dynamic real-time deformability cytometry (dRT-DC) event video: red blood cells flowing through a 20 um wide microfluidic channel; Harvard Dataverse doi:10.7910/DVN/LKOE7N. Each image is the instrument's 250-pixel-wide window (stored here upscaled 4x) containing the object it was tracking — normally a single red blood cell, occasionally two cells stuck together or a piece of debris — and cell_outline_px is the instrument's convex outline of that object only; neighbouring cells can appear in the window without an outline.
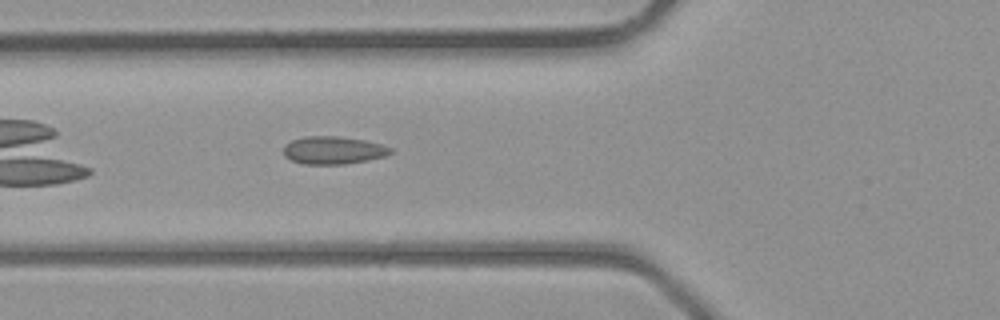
{"species": "common noctule bat (a hibernating species)", "species_latin": "Nyctalus noctula", "temperature_condition": "room temperature", "stored_images_in_passage": 28, "camera_frame_rate_fps": 3000, "um_per_image_px": 0.085, "animal": {"sex": "male", "body_mass_g": 23.1, "forearm_length_mm": 52.7}, "frame": {"image": 1, "passage_image": 3, "time_ms": 0.667, "image_size_px": [1000, 320], "cell_outline_px": [[392, 152], [388, 156], [368, 160], [344, 164], [304, 164], [292, 160], [284, 156], [284, 144], [292, 140], [304, 136], [336, 136], [364, 140], [380, 144], [392, 148]], "centroid_in_image_um": [28.33, 12.77], "position_along_channel_um": 97.5, "area_um2": 17.34}}
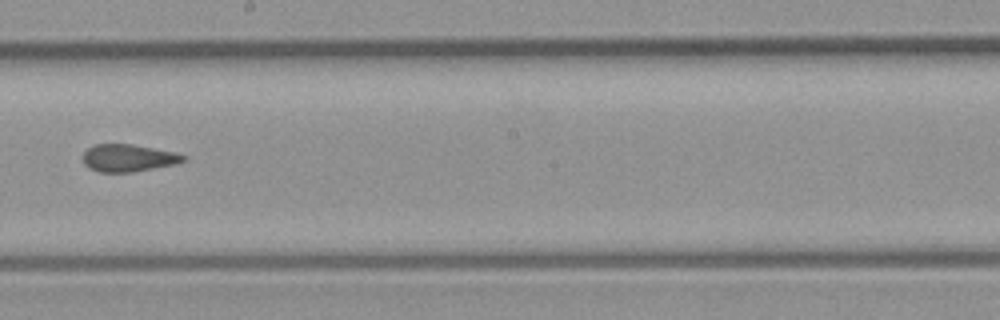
{"frame": {"image": 2, "passage_image": 11, "time_ms": 3.333, "image_size_px": [1000, 320], "cell_outline_px": [[188, 160], [176, 164], [132, 172], [100, 172], [88, 168], [84, 164], [84, 152], [88, 148], [96, 144], [132, 144], [176, 152], [188, 156]], "centroid_in_image_um": [10.96, 13.43], "position_along_channel_um": 237.2, "area_um2": 16.13}}
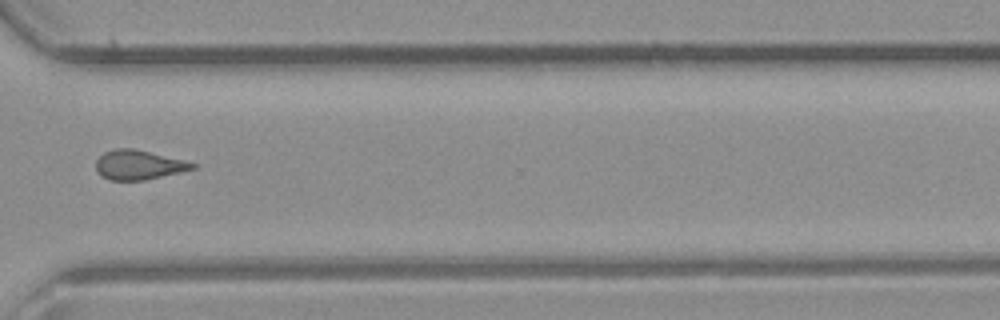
{"frame": {"image": 3, "passage_image": 18, "time_ms": 5.667, "image_size_px": [1000, 320], "cell_outline_px": [[200, 164], [196, 168], [180, 172], [144, 180], [108, 180], [96, 172], [96, 160], [104, 152], [116, 148], [132, 148], [184, 160]], "centroid_in_image_um": [11.78, 14.02], "position_along_channel_um": 358.8, "area_um2": 16.59}}